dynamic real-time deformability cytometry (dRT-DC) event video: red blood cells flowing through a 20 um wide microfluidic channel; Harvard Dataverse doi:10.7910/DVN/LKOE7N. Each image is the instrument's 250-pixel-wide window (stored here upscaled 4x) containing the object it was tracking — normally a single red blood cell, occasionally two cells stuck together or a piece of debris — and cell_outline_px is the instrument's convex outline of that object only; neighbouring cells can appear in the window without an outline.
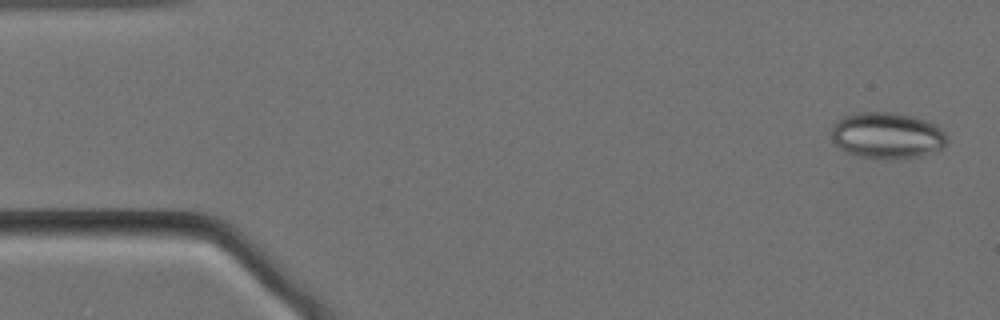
{"species": "Egyptian fruit bat (a non-hibernating species)", "species_latin": "Rousettus aegyptiacus", "temperature_condition": "cold", "stored_images_in_passage": 58, "camera_frame_rate_fps": 3000, "um_per_image_px": 0.085, "animal": {"sex": "female"}, "frame": {"image": 1, "passage_image": 2, "time_ms": 0.333, "image_size_px": [1000, 320], "cell_outline_px": [[948, 144], [940, 152], [920, 156], [860, 156], [844, 152], [832, 140], [832, 124], [836, 120], [844, 116], [856, 112], [896, 112], [912, 116], [924, 120], [940, 128], [944, 132], [948, 140]], "centroid_in_image_um": [75.41, 11.48], "position_along_channel_um": 9.6, "area_um2": 30.87}}
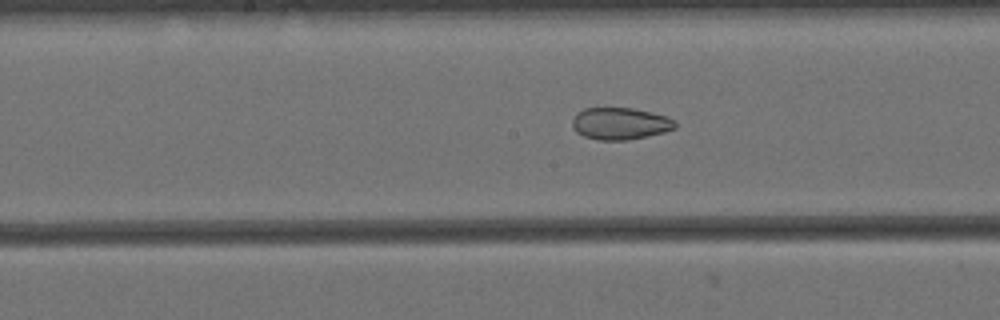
{"frame": {"image": 2, "passage_image": 28, "time_ms": 9.0, "image_size_px": [1000, 320], "cell_outline_px": [[676, 128], [664, 132], [628, 140], [596, 140], [584, 136], [576, 132], [572, 128], [572, 120], [576, 112], [584, 108], [632, 108], [668, 116], [676, 120]], "centroid_in_image_um": [52.7, 10.5], "position_along_channel_um": 195.5, "area_um2": 19.36}}
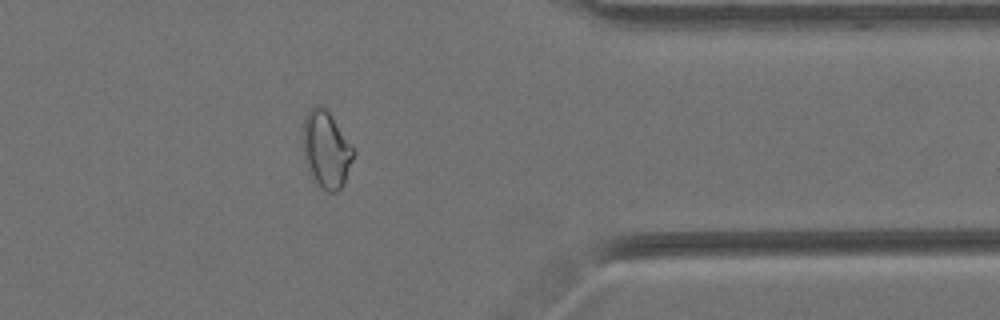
{"frame": {"image": 3, "passage_image": 46, "time_ms": 15.0, "image_size_px": [1000, 320], "cell_outline_px": [[356, 152], [344, 184], [336, 192], [328, 192], [320, 188], [308, 176], [304, 156], [304, 116], [316, 104], [324, 104]], "centroid_in_image_um": [27.73, 12.74], "position_along_channel_um": 383.7, "area_um2": 22.95}, "authors_computed_cell_mechanics": {"area_um2": 24.0159, "velocity_mm_per_s": 3.43, "shape_relaxation_time_tau1_ms": null, "shape_relaxation_time_tau2_ms": 2.9244, "deformation_change_tau1": null, "deformation_change_tau2": 0.0779}}